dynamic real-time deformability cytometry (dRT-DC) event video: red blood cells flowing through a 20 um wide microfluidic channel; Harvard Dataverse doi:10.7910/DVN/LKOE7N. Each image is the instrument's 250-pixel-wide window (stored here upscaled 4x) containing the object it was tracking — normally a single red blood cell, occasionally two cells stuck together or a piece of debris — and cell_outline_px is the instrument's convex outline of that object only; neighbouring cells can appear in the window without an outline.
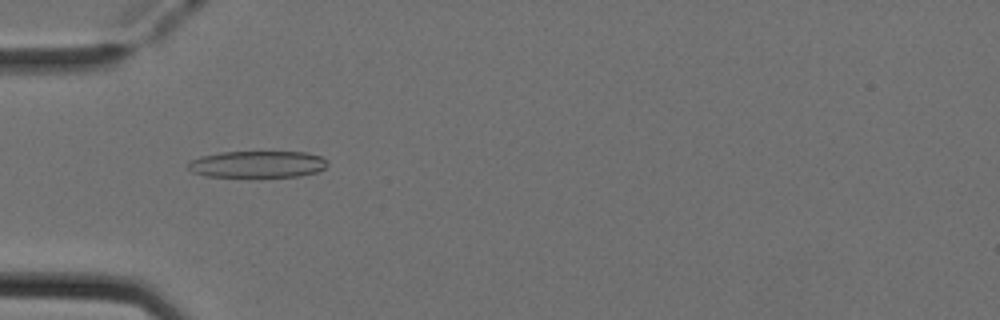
{"species": "Egyptian fruit bat (a non-hibernating species)", "species_latin": "Rousettus aegyptiacus", "temperature_condition": "cold", "stored_images_in_passage": 52, "camera_frame_rate_fps": 3000, "um_per_image_px": 0.085, "animal": {"sex": "female"}, "frame": {"image": 1, "passage_image": 17, "time_ms": 5.333, "image_size_px": [1000, 320], "cell_outline_px": [[328, 164], [324, 168], [316, 172], [300, 176], [208, 176], [192, 172], [184, 164], [188, 160], [200, 156], [220, 152], [304, 152], [320, 156], [328, 160]], "centroid_in_image_um": [21.84, 13.95], "position_along_channel_um": 63.2, "area_um2": 21.73}}
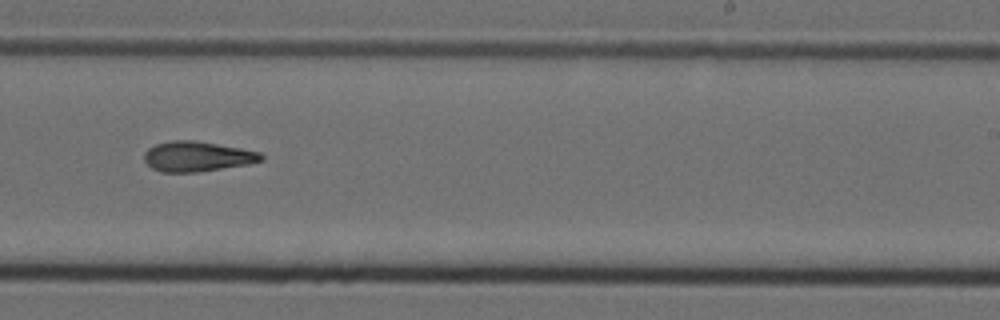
{"frame": {"image": 2, "passage_image": 33, "time_ms": 10.667, "image_size_px": [1000, 320], "cell_outline_px": [[264, 160], [248, 164], [196, 172], [160, 172], [152, 168], [144, 160], [144, 152], [148, 148], [156, 144], [172, 140], [196, 140], [240, 148], [260, 152], [264, 156]], "centroid_in_image_um": [16.75, 13.29], "position_along_channel_um": 272.2, "area_um2": 20.52}}
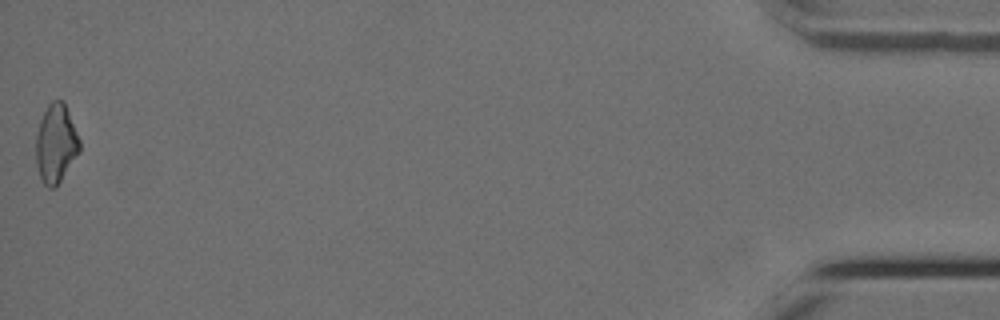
{"frame": {"image": 3, "passage_image": 52, "time_ms": 17.0, "image_size_px": [1000, 320], "cell_outline_px": [[80, 152], [56, 188], [48, 188], [44, 184], [40, 176], [36, 164], [36, 136], [40, 120], [48, 104], [52, 100], [64, 100], [80, 140]], "centroid_in_image_um": [4.76, 12.21], "position_along_channel_um": 430.4, "area_um2": 20.17}, "authors_computed_cell_mechanics": {"area_um2": 20.4901, "velocity_mm_per_s": 3.9542, "shape_relaxation_time_tau1_ms": null, "shape_relaxation_time_tau2_ms": 9.6785, "deformation_change_tau1": null, "deformation_change_tau2": 0.2457}}